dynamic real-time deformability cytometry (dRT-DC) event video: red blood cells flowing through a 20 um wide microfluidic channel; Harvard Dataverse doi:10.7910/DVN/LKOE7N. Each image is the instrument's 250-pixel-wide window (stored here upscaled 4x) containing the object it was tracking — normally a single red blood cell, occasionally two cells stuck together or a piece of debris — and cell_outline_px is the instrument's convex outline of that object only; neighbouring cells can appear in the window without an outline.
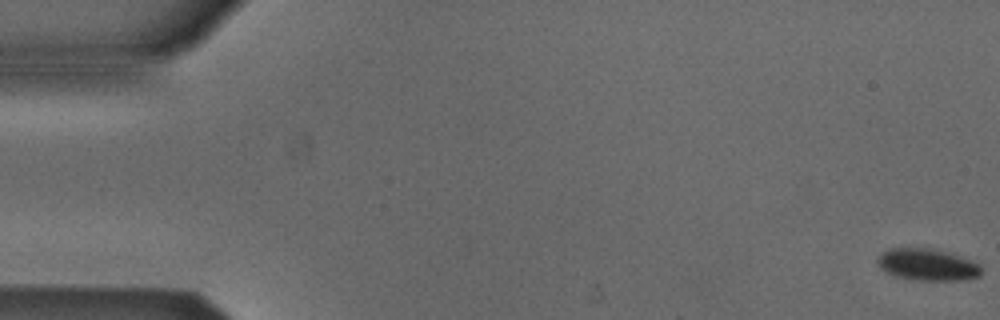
{"species": "Egyptian fruit bat (a non-hibernating species)", "species_latin": "Rousettus aegyptiacus", "temperature_condition": "cold", "stored_images_in_passage": 55, "segment_of_instrument_passage": [1, 2], "camera_frame_rate_fps": 3000, "um_per_image_px": 0.085, "animal": {"sex": "male"}, "frame": {"image": 1, "passage_image": 1, "time_ms": 0.0, "image_size_px": [1000, 320], "cell_outline_px": [[980, 276], [968, 280], [916, 280], [896, 276], [880, 268], [876, 260], [888, 248], [928, 248], [944, 252], [980, 264]], "centroid_in_image_um": [78.81, 22.51], "position_along_channel_um": 6.2, "area_um2": 18.84}}
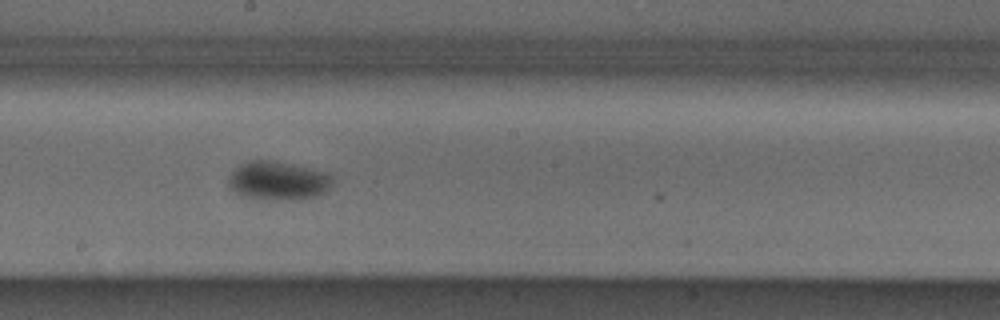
{"frame": {"image": 2, "passage_image": 30, "time_ms": 9.667, "image_size_px": [1000, 320], "cell_outline_px": [[332, 184], [324, 192], [316, 196], [300, 200], [276, 200], [240, 196], [232, 192], [228, 184], [228, 180], [232, 172], [240, 164], [248, 160], [276, 160], [308, 168], [332, 176]], "centroid_in_image_um": [23.58, 15.37], "position_along_channel_um": 224.6, "area_um2": 23.52}}
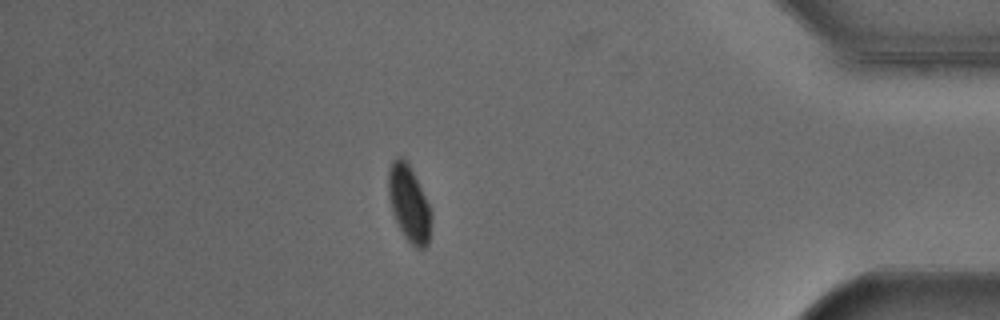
{"frame": {"image": 3, "passage_image": 47, "time_ms": 15.333, "image_size_px": [1000, 320], "cell_outline_px": [[432, 220], [428, 244], [424, 248], [416, 248], [404, 236], [392, 212], [388, 196], [388, 172], [392, 160], [396, 156], [400, 156], [408, 164], [432, 212]], "centroid_in_image_um": [34.75, 17.32], "position_along_channel_um": 400.4, "area_um2": 18.73}}